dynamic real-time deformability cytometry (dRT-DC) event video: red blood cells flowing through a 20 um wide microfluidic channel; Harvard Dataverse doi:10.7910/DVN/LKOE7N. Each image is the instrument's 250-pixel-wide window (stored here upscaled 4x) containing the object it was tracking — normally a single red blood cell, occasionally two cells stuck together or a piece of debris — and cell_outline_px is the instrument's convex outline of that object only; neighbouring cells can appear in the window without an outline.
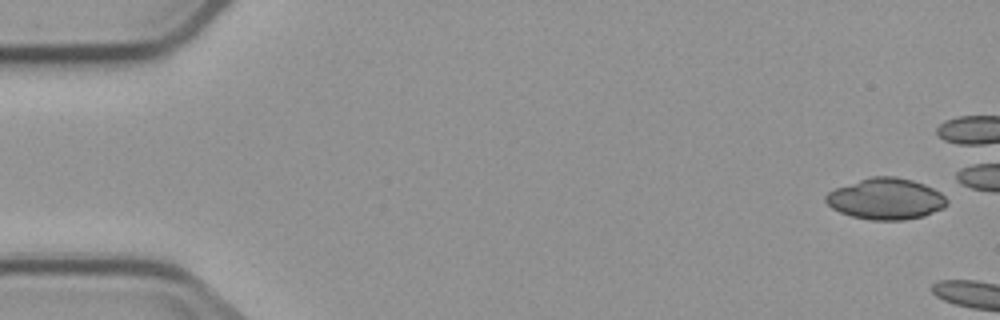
{"species": "common noctule bat (a hibernating species)", "species_latin": "Nyctalus noctula", "temperature_condition": "cold", "stored_images_in_passage": 3, "camera_frame_rate_fps": 3000, "um_per_image_px": 0.085, "animal": {"sex": "male", "body_mass_g": 23.1, "forearm_length_mm": 52.7}, "frame": {"image": 1, "passage_image": 1, "time_ms": 0.0, "image_size_px": [1000, 320], "cell_outline_px": [[948, 204], [944, 208], [924, 216], [904, 220], [872, 220], [852, 216], [840, 212], [832, 208], [824, 200], [824, 196], [828, 192], [836, 188], [872, 176], [896, 176], [912, 180], [924, 184], [940, 192], [948, 200]], "centroid_in_image_um": [75.31, 16.91], "position_along_channel_um": 9.7, "area_um2": 29.07}}